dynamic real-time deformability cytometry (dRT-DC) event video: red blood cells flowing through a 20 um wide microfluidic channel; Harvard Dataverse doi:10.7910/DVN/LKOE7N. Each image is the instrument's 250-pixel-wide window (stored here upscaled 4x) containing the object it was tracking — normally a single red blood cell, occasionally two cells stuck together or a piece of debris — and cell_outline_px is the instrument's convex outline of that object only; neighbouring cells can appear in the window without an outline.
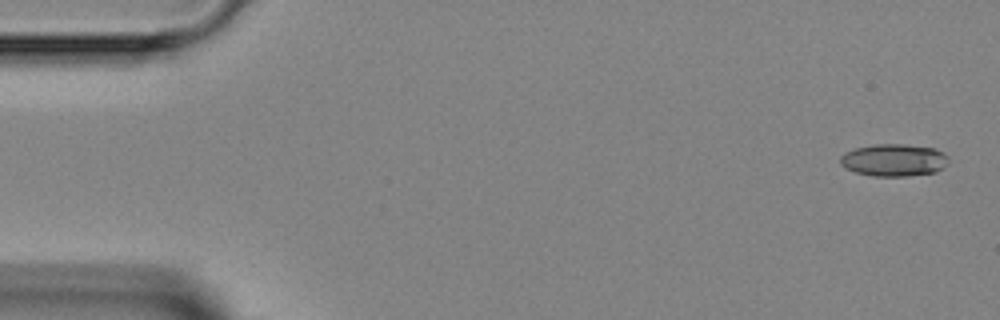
{"species": "Egyptian fruit bat (a non-hibernating species)", "species_latin": "Rousettus aegyptiacus", "temperature_condition": "room temperature", "stored_images_in_passage": 5, "camera_frame_rate_fps": 3000, "um_per_image_px": 0.085, "animal": {"sex": "female"}, "frame": {"image": 1, "passage_image": 1, "time_ms": 0.0, "image_size_px": [1000, 320], "cell_outline_px": [[948, 164], [944, 168], [936, 172], [908, 176], [872, 176], [856, 172], [840, 164], [840, 156], [844, 152], [852, 148], [876, 144], [904, 144], [936, 148], [944, 152], [948, 156]], "centroid_in_image_um": [76.01, 13.6], "position_along_channel_um": 9.0, "area_um2": 20.69}}